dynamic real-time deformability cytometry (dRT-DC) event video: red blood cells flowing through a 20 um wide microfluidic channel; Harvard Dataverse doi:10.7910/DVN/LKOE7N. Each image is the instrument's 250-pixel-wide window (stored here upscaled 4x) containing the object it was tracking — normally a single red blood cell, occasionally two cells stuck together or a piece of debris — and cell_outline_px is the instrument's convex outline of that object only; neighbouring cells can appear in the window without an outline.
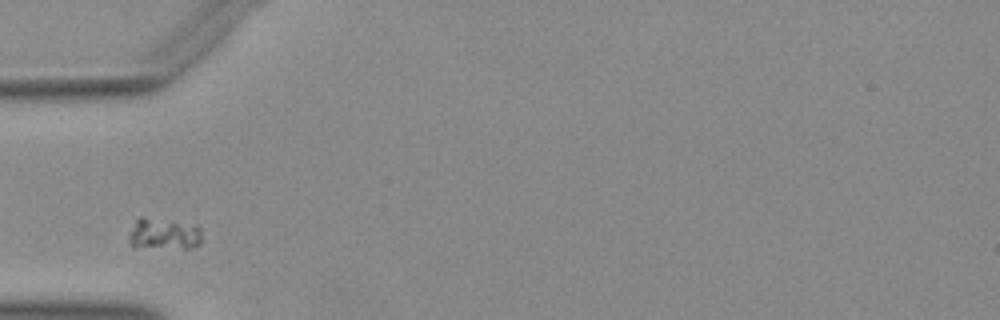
{"species": "Egyptian fruit bat (a non-hibernating species)", "species_latin": "Rousettus aegyptiacus", "temperature_condition": "warm", "stored_images_in_passage": 32, "camera_frame_rate_fps": 3000, "um_per_image_px": 0.085, "animal": {"sex": "female"}, "frame": {"image": 1, "passage_image": 1, "time_ms": 0.0, "image_size_px": [1000, 320], "cell_outline_px": [[200, 244], [196, 248], [132, 248], [128, 244], [128, 236], [136, 220], [140, 216], [196, 224], [200, 228]], "centroid_in_image_um": [13.9, 19.91], "position_along_channel_um": 71.1, "area_um2": 13.87}}
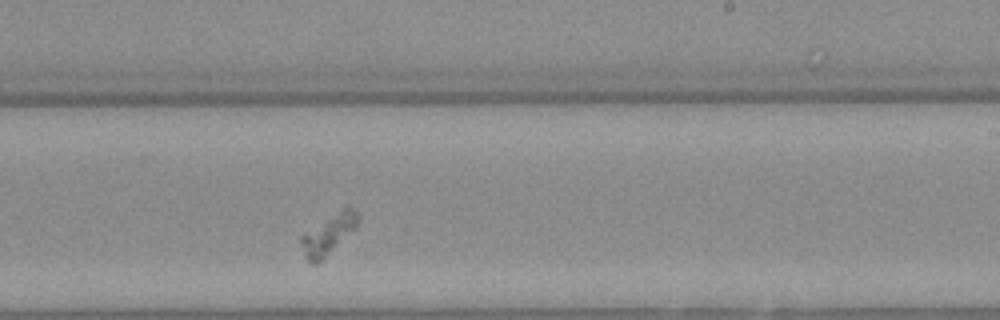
{"frame": {"image": 2, "passage_image": 16, "time_ms": 5.0, "image_size_px": [1000, 320], "cell_outline_px": [[356, 228], [316, 264], [312, 264], [304, 260], [300, 240], [300, 236], [344, 208], [352, 208], [356, 212]], "centroid_in_image_um": [27.84, 19.99], "position_along_channel_um": 261.2, "area_um2": 12.43}}
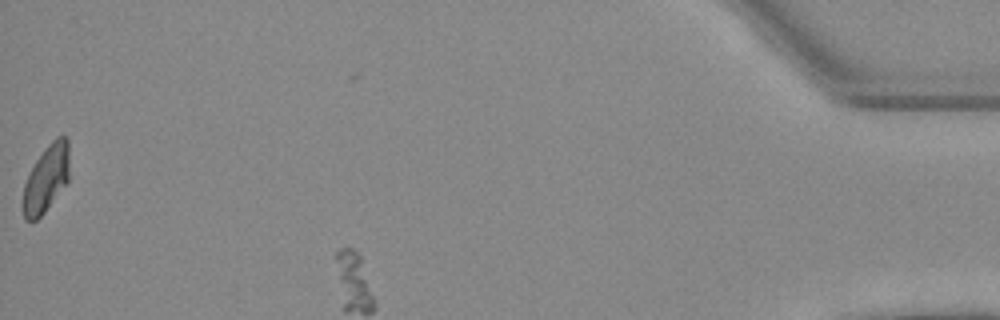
{"frame": {"image": 3, "passage_image": 31, "time_ms": 10.0, "image_size_px": [1000, 320], "cell_outline_px": [[68, 180], [44, 212], [36, 220], [24, 220], [24, 184], [36, 160], [48, 144], [56, 136], [64, 136], [68, 140]], "centroid_in_image_um": [3.93, 15.15], "position_along_channel_um": 431.3, "area_um2": 17.51}}